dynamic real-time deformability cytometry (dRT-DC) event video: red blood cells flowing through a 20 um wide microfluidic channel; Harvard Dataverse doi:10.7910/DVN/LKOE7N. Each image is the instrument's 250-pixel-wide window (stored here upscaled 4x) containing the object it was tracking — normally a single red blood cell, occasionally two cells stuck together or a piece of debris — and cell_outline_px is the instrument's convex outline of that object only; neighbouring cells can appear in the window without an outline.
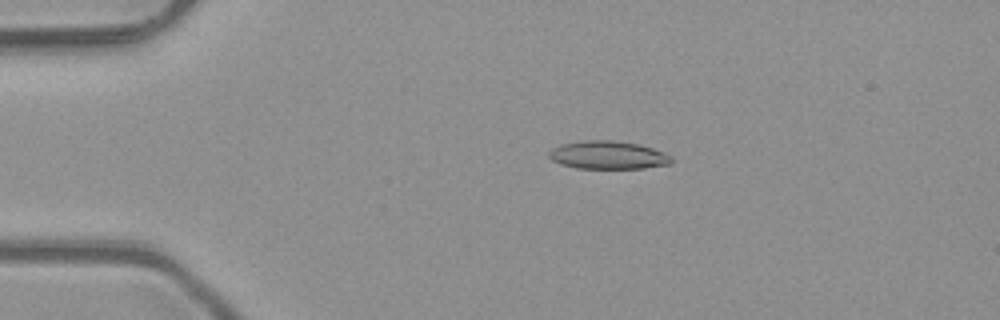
{"species": "common noctule bat (a hibernating species)", "species_latin": "Nyctalus noctula", "temperature_condition": "room temperature", "stored_images_in_passage": 51, "camera_frame_rate_fps": 3000, "um_per_image_px": 0.085, "animal": {"sex": "male", "body_mass_g": 23.1, "forearm_length_mm": 52.7}, "frame": {"image": 1, "passage_image": 11, "time_ms": 3.333, "image_size_px": [1000, 320], "cell_outline_px": [[672, 164], [644, 168], [576, 168], [560, 164], [552, 160], [548, 156], [548, 152], [552, 148], [560, 144], [584, 140], [612, 140], [640, 144], [664, 152], [672, 156]], "centroid_in_image_um": [51.68, 13.18], "position_along_channel_um": 33.3, "area_um2": 20.23}}
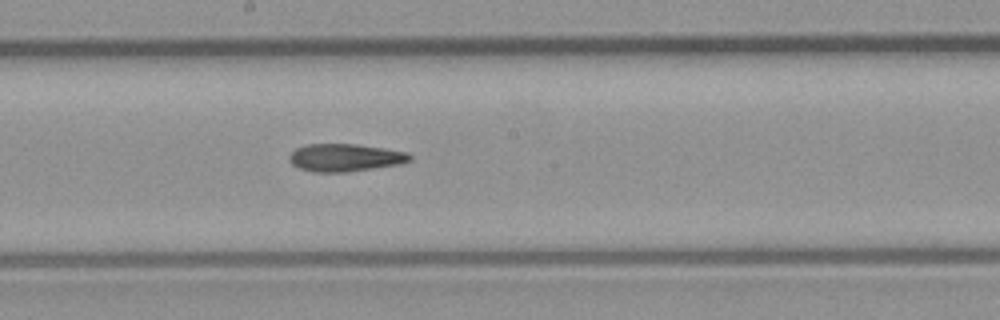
{"frame": {"image": 2, "passage_image": 28, "time_ms": 9.0, "image_size_px": [1000, 320], "cell_outline_px": [[412, 160], [400, 164], [348, 172], [312, 172], [300, 168], [292, 164], [288, 160], [288, 156], [296, 148], [308, 144], [356, 144], [384, 148], [408, 152], [412, 156]], "centroid_in_image_um": [29.34, 13.4], "position_along_channel_um": 218.9, "area_um2": 19.54}}
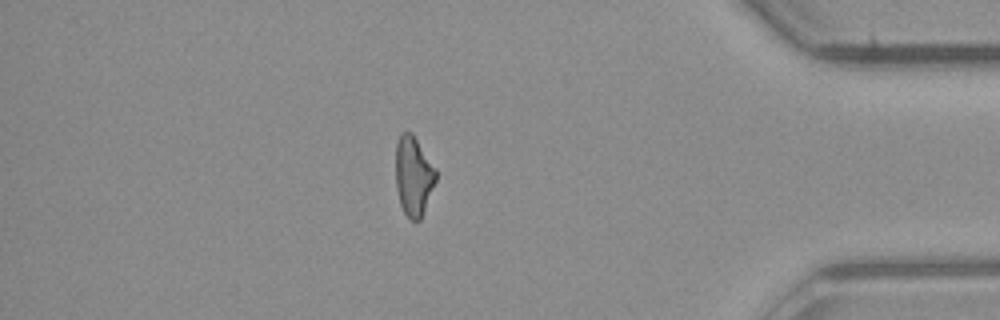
{"frame": {"image": 3, "passage_image": 44, "time_ms": 14.333, "image_size_px": [1000, 320], "cell_outline_px": [[436, 180], [420, 220], [412, 220], [404, 212], [400, 204], [396, 188], [396, 140], [400, 132], [412, 132], [436, 168]], "centroid_in_image_um": [35.13, 14.91], "position_along_channel_um": 400.1, "area_um2": 18.61}, "authors_computed_cell_mechanics": {"area_um2": 19.5364, "velocity_mm_per_s": 4.1119, "shape_relaxation_time_tau1_ms": null, "shape_relaxation_time_tau2_ms": 9.1903, "deformation_change_tau1": null, "deformation_change_tau2": 0.2352}}